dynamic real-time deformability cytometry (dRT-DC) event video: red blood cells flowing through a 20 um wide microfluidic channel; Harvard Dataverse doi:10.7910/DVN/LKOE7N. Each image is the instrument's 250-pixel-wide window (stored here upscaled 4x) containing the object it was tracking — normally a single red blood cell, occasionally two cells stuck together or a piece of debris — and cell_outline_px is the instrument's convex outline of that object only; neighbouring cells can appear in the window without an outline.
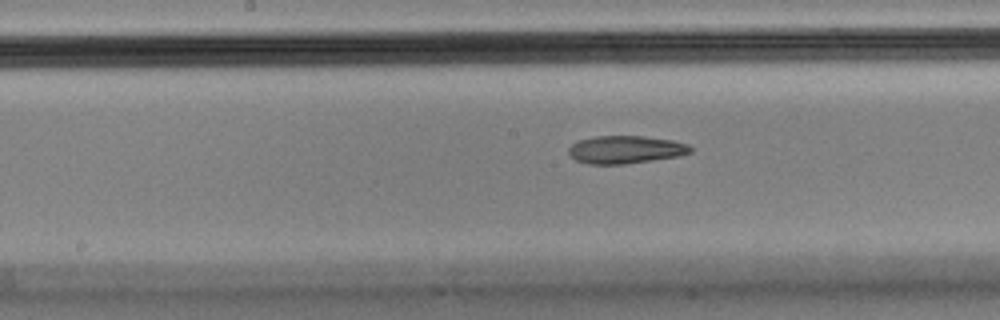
{"species": "Egyptian fruit bat (a non-hibernating species)", "species_latin": "Rousettus aegyptiacus", "temperature_condition": "cold", "stored_images_in_passage": 38, "camera_frame_rate_fps": 3000, "um_per_image_px": 0.085, "animal": {"sex": "male"}, "frame": {"image": 1, "passage_image": 22, "time_ms": 7.0, "image_size_px": [1000, 320], "cell_outline_px": [[692, 152], [680, 156], [624, 164], [588, 164], [576, 160], [568, 152], [568, 148], [576, 140], [596, 136], [644, 136], [672, 140], [688, 144], [692, 148]], "centroid_in_image_um": [53.17, 12.71], "position_along_channel_um": 195.0, "area_um2": 19.83}}
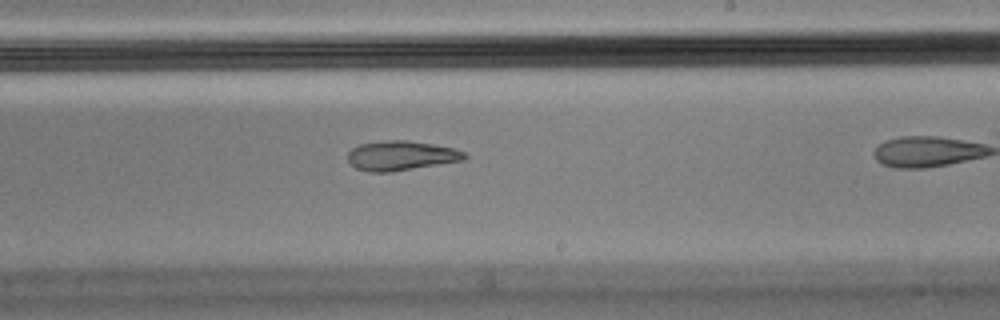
{"frame": {"image": 2, "passage_image": 27, "time_ms": 8.667, "image_size_px": [1000, 320], "cell_outline_px": [[468, 156], [464, 160], [392, 172], [368, 172], [356, 168], [348, 160], [348, 152], [352, 148], [360, 144], [384, 140], [408, 140], [456, 148], [464, 152]], "centroid_in_image_um": [34.1, 13.23], "position_along_channel_um": 254.9, "area_um2": 20.23}}